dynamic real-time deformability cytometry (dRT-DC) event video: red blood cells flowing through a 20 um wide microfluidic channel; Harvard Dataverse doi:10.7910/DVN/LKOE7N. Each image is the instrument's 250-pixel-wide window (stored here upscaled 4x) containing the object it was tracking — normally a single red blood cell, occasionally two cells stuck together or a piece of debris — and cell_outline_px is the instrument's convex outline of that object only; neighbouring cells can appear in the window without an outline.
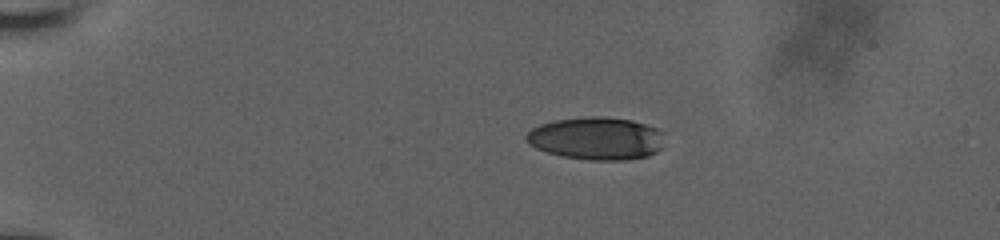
{"species": "human", "species_latin": "Homo sapiens", "temperature_condition": "room temperature", "stored_images_in_passage": 45, "camera_frame_rate_fps": 3000, "um_per_image_px": 0.085, "donor": {"sex": "male"}, "frame": {"image": 1, "passage_image": 1, "time_ms": 0.0, "image_size_px": [1000, 240], "cell_outline_px": [[664, 148], [648, 156], [624, 160], [588, 160], [564, 156], [548, 152], [536, 148], [528, 144], [524, 136], [532, 128], [540, 124], [556, 120], [596, 116], [600, 116], [632, 120], [656, 128], [664, 132]], "centroid_in_image_um": [50.73, 11.77], "position_along_channel_um": 34.3, "area_um2": 34.51}}
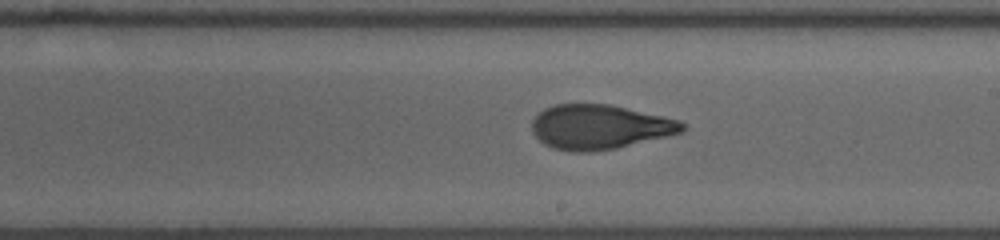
{"frame": {"image": 2, "passage_image": 23, "time_ms": 7.333, "image_size_px": [1000, 240], "cell_outline_px": [[688, 128], [684, 132], [668, 136], [616, 148], [592, 152], [572, 152], [552, 148], [544, 144], [532, 132], [532, 120], [544, 108], [556, 104], [608, 104], [664, 116], [680, 120]], "centroid_in_image_um": [50.98, 10.8], "position_along_channel_um": 238.0, "area_um2": 39.19}}
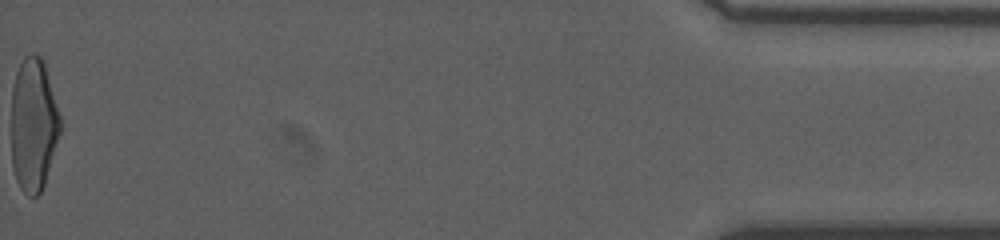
{"frame": {"image": 3, "passage_image": 45, "time_ms": 14.667, "image_size_px": [1000, 240], "cell_outline_px": [[64, 124], [44, 184], [40, 192], [36, 196], [28, 196], [20, 188], [16, 180], [12, 168], [12, 88], [16, 72], [24, 56], [32, 52], [40, 56], [44, 64]], "centroid_in_image_um": [2.87, 10.6], "position_along_channel_um": 432.3, "area_um2": 38.49}, "authors_computed_cell_mechanics": {"area_um2": 38.8416, "velocity_mm_per_s": 3.8537, "shape_relaxation_time_tau1_ms": 6.6028, "shape_relaxation_time_tau2_ms": 1.3647, "deformation_change_tau1": 0.246, "deformation_change_tau2": 0.0881}}